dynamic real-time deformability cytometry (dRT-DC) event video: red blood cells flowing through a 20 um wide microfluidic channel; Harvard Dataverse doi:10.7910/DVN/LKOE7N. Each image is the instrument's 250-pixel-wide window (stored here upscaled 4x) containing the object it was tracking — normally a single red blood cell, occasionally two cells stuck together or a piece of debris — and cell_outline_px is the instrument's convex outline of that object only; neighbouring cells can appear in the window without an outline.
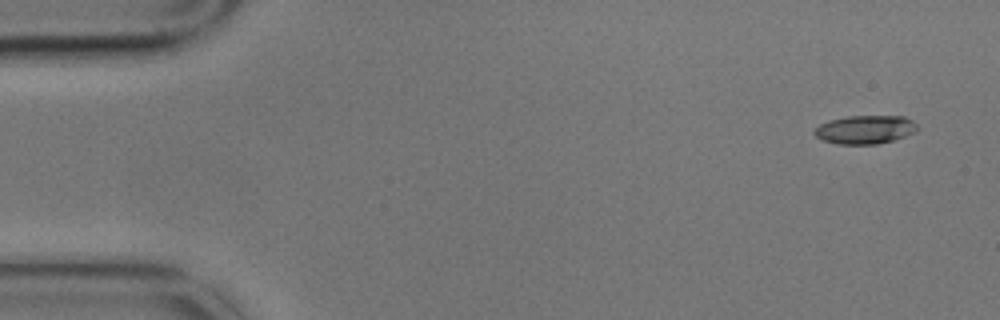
{"species": "common noctule bat (a hibernating species)", "species_latin": "Nyctalus noctula", "temperature_condition": "cold", "stored_images_in_passage": 6, "camera_frame_rate_fps": 3000, "um_per_image_px": 0.085, "animal": {"sex": "male", "body_mass_g": 17.9}, "frame": {"image": 1, "passage_image": 1, "time_ms": 0.0, "image_size_px": [1000, 320], "cell_outline_px": [[920, 128], [916, 132], [892, 140], [876, 144], [840, 144], [824, 140], [816, 136], [812, 132], [820, 124], [828, 120], [848, 116], [904, 116], [912, 120]], "centroid_in_image_um": [73.55, 11.0], "position_along_channel_um": 11.4, "area_um2": 17.05}}
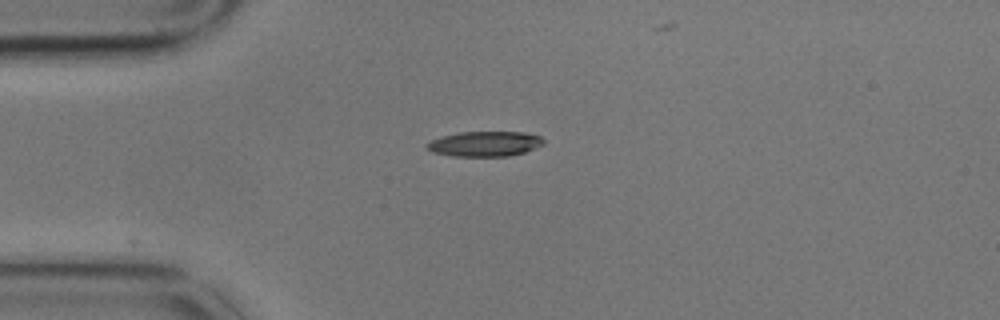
{"frame": {"image": 2, "passage_image": 4, "time_ms": 1.0, "image_size_px": [1000, 320], "cell_outline_px": [[544, 144], [536, 148], [524, 152], [508, 156], [452, 156], [432, 152], [424, 144], [432, 140], [444, 136], [460, 132], [524, 132], [540, 136], [544, 140]], "centroid_in_image_um": [41.23, 12.23], "position_along_channel_um": 43.8, "area_um2": 16.99}}